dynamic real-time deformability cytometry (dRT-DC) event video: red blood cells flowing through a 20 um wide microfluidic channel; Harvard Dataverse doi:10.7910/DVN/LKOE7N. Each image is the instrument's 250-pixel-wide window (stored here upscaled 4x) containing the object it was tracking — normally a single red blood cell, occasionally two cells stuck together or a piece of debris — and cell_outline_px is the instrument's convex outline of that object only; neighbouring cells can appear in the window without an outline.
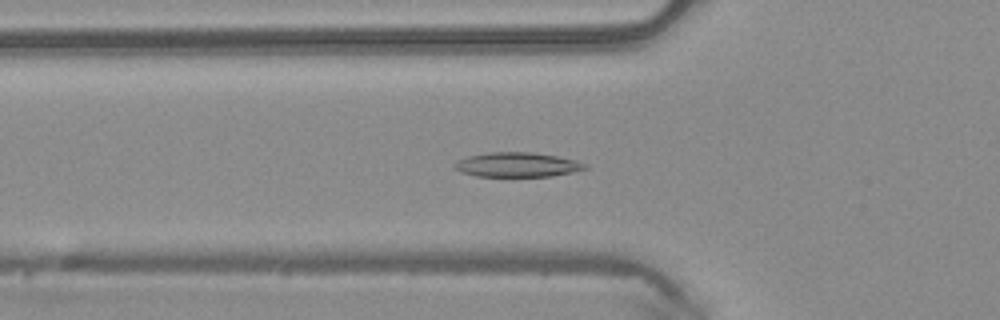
{"species": "common noctule bat (a hibernating species)", "species_latin": "Nyctalus noctula", "temperature_condition": "warm", "stored_images_in_passage": 50, "camera_frame_rate_fps": 3000, "um_per_image_px": 0.085, "animal": {"sex": "male", "body_mass_g": 20.4}, "frame": {"image": 1, "passage_image": 17, "time_ms": 5.333, "image_size_px": [1000, 320], "cell_outline_px": [[588, 168], [572, 172], [552, 176], [476, 176], [460, 172], [452, 164], [468, 156], [488, 152], [532, 152], [556, 156], [576, 160], [588, 164]], "centroid_in_image_um": [43.98, 14.0], "position_along_channel_um": 81.8, "area_um2": 18.61}}
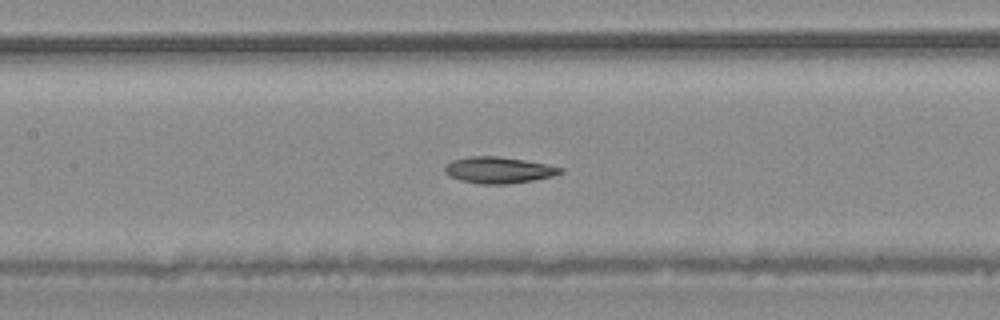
{"frame": {"image": 2, "passage_image": 23, "time_ms": 7.333, "image_size_px": [1000, 320], "cell_outline_px": [[564, 172], [552, 176], [536, 180], [508, 184], [480, 184], [460, 180], [448, 176], [444, 172], [444, 168], [452, 160], [468, 156], [496, 156], [524, 160], [564, 168]], "centroid_in_image_um": [42.37, 14.46], "position_along_channel_um": 165.0, "area_um2": 17.8}}
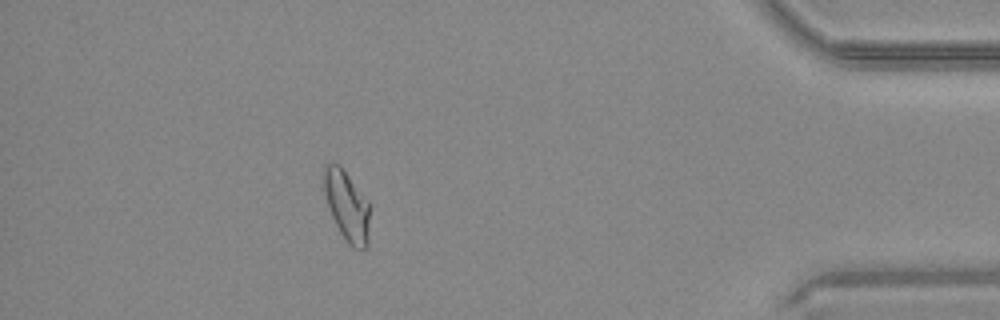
{"frame": {"image": 3, "passage_image": 44, "time_ms": 14.333, "image_size_px": [1000, 320], "cell_outline_px": [[368, 248], [352, 248], [348, 244], [340, 232], [332, 216], [324, 192], [324, 164], [340, 164], [368, 200]], "centroid_in_image_um": [29.49, 17.49], "position_along_channel_um": 405.7, "area_um2": 18.5}, "authors_computed_cell_mechanics": {"area_um2": 18.785, "velocity_mm_per_s": 4.1256, "shape_relaxation_time_tau1_ms": null, "shape_relaxation_time_tau2_ms": 7.3967, "deformation_change_tau1": null, "deformation_change_tau2": 0.0906}}